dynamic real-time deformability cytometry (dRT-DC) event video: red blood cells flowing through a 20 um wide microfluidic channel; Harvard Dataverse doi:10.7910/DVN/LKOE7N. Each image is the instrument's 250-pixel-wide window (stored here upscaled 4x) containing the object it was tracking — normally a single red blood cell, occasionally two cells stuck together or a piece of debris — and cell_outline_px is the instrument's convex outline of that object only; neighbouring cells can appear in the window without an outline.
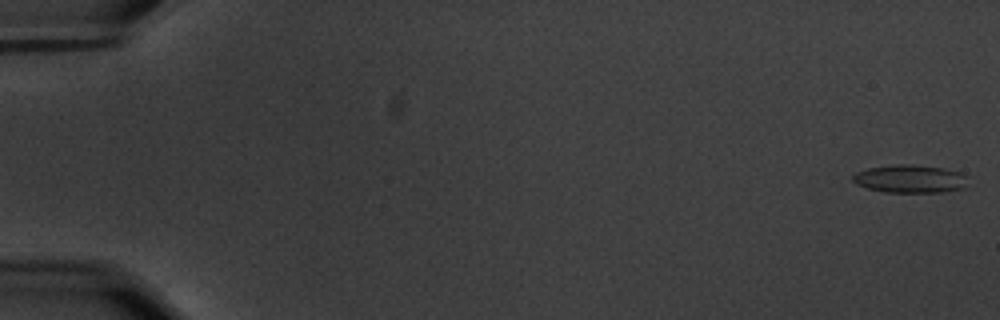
{"species": "common noctule bat (a hibernating species)", "species_latin": "Nyctalus noctula", "temperature_condition": "warm", "stored_images_in_passage": 60, "camera_frame_rate_fps": 3000, "um_per_image_px": 0.085, "animal": {"sex": "male", "body_mass_g": 20.1, "forearm_length_mm": 53.5}, "frame": {"image": 1, "passage_image": 2, "time_ms": 0.333, "image_size_px": [1000, 320], "cell_outline_px": [[964, 188], [940, 192], [884, 192], [868, 188], [856, 184], [852, 180], [852, 176], [856, 172], [868, 168], [896, 164], [912, 164], [944, 168], [960, 172], [964, 176]], "centroid_in_image_um": [77.29, 15.19], "position_along_channel_um": 7.7, "area_um2": 18.61}}
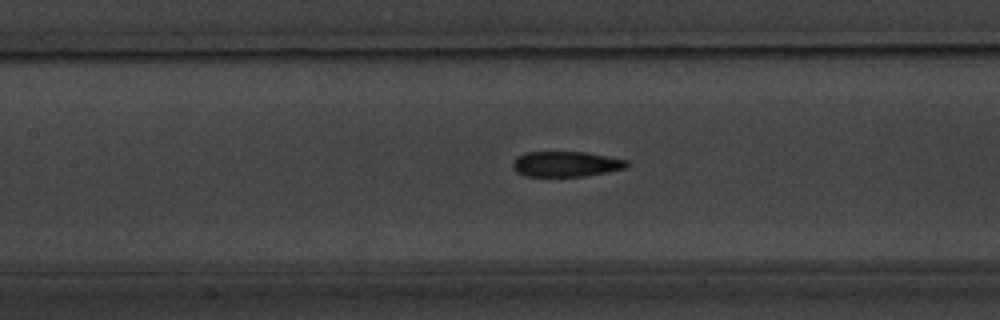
{"frame": {"image": 2, "passage_image": 29, "time_ms": 9.333, "image_size_px": [1000, 320], "cell_outline_px": [[628, 168], [608, 172], [584, 176], [524, 176], [516, 172], [512, 168], [512, 164], [516, 156], [524, 152], [588, 152], [628, 160]], "centroid_in_image_um": [48.1, 13.94], "position_along_channel_um": 159.3, "area_um2": 17.11}}
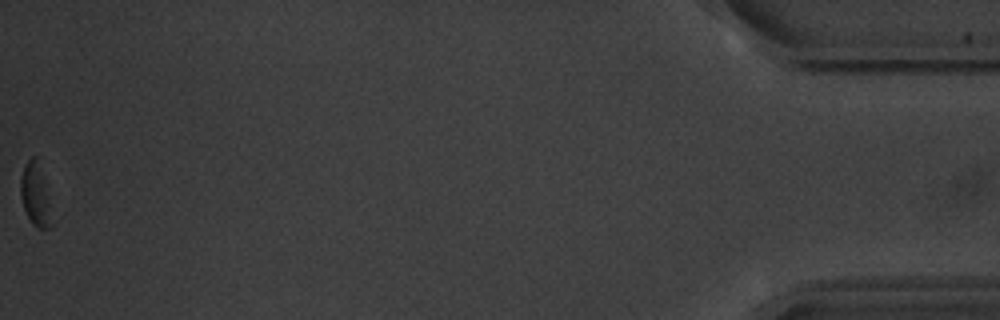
{"frame": {"image": 3, "passage_image": 60, "time_ms": 19.667, "image_size_px": [1000, 320], "cell_outline_px": [[52, 224], [48, 228], [40, 228], [32, 224], [24, 208], [20, 192], [20, 180], [24, 164], [32, 156], [36, 156]], "centroid_in_image_um": [2.93, 16.56], "position_along_channel_um": 432.3, "area_um2": 10.35}, "authors_computed_cell_mechanics": {"area_um2": 17.4267, "velocity_mm_per_s": 3.5074, "shape_relaxation_time_tau1_ms": 3.365, "shape_relaxation_time_tau2_ms": 4.1156, "deformation_change_tau1": 0.0927, "deformation_change_tau2": 0.1124}}